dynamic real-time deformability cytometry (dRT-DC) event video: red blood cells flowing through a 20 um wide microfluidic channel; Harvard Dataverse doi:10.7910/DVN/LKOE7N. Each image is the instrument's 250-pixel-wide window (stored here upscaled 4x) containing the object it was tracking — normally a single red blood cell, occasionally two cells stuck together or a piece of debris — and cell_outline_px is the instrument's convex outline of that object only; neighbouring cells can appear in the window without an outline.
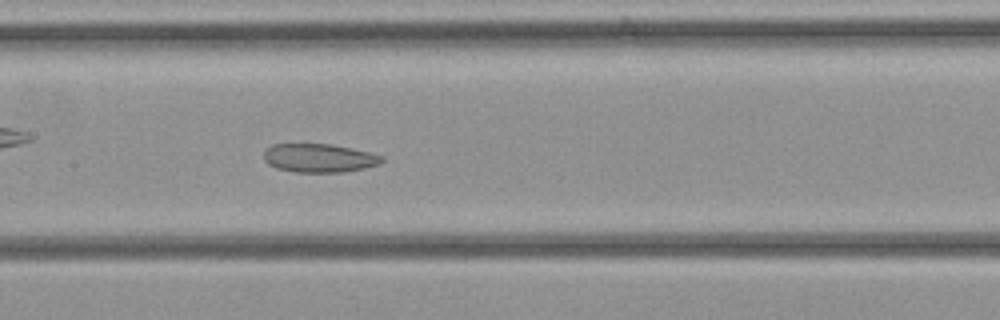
{"species": "common noctule bat (a hibernating species)", "species_latin": "Nyctalus noctula", "temperature_condition": "cold", "stored_images_in_passage": 22, "camera_frame_rate_fps": 3000, "um_per_image_px": 0.085, "animal": {"sex": "female", "body_mass_g": 21.9}, "frame": {"image": 1, "passage_image": 10, "time_ms": 3.0, "image_size_px": [1000, 320], "cell_outline_px": [[384, 160], [380, 164], [364, 168], [340, 172], [296, 172], [276, 168], [268, 164], [264, 160], [264, 152], [272, 144], [332, 144], [372, 152], [384, 156]], "centroid_in_image_um": [27.16, 13.43], "position_along_channel_um": 180.2, "area_um2": 19.77}}
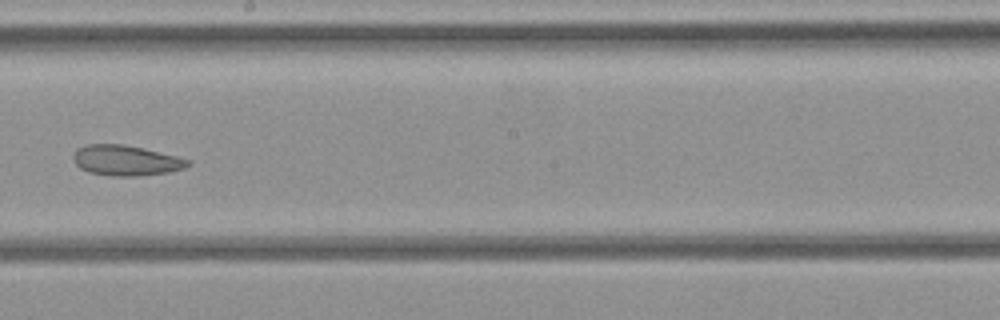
{"frame": {"image": 2, "passage_image": 13, "time_ms": 4.0, "image_size_px": [1000, 320], "cell_outline_px": [[192, 164], [184, 168], [168, 172], [136, 176], [112, 176], [88, 172], [80, 168], [72, 160], [72, 156], [76, 148], [84, 144], [124, 144], [176, 156], [192, 160]], "centroid_in_image_um": [10.67, 13.63], "position_along_channel_um": 237.5, "area_um2": 20.4}}